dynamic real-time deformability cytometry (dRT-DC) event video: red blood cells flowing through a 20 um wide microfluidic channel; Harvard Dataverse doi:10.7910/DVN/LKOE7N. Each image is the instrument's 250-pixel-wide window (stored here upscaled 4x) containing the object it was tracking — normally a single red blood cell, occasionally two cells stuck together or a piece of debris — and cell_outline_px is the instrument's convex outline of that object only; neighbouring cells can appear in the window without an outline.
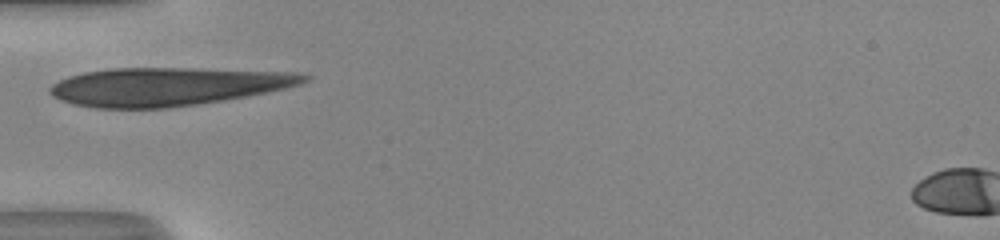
{"species": "human", "species_latin": "Homo sapiens", "temperature_condition": "room temperature", "stored_images_in_passage": 25, "camera_frame_rate_fps": 3000, "um_per_image_px": 0.085, "donor": {"sex": "male"}, "frame": {"image": 1, "passage_image": 1, "time_ms": 0.0, "image_size_px": [1000, 240], "cell_outline_px": [[312, 80], [300, 84], [268, 92], [248, 96], [196, 104], [168, 108], [96, 108], [72, 104], [60, 100], [52, 96], [48, 92], [48, 88], [52, 84], [68, 76], [84, 72], [112, 68], [196, 68], [300, 72], [312, 76]], "centroid_in_image_um": [14.25, 7.35], "position_along_channel_um": 70.7, "area_um2": 57.11}}
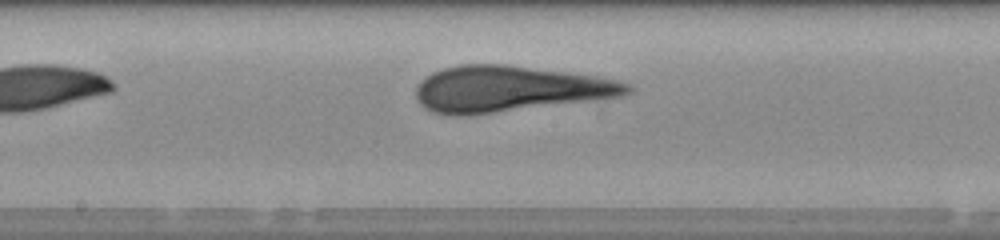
{"frame": {"image": 2, "passage_image": 11, "time_ms": 3.333, "image_size_px": [1000, 240], "cell_outline_px": [[632, 92], [624, 96], [468, 116], [448, 116], [432, 112], [424, 108], [416, 100], [416, 88], [420, 80], [432, 72], [444, 68], [460, 64], [504, 64], [596, 76], [616, 80], [632, 84]], "centroid_in_image_um": [43.25, 7.57], "position_along_channel_um": 204.9, "area_um2": 56.88}}
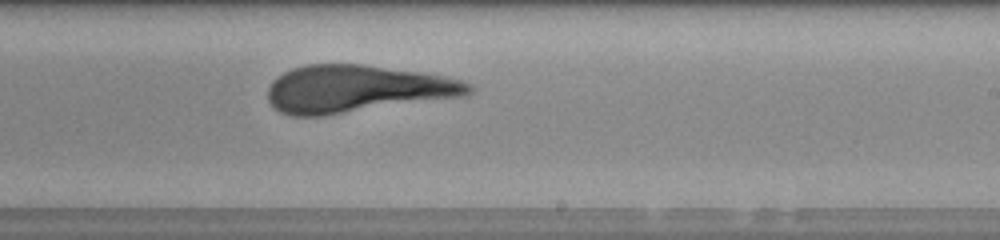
{"frame": {"image": 3, "passage_image": 15, "time_ms": 4.667, "image_size_px": [1000, 240], "cell_outline_px": [[472, 92], [464, 96], [320, 116], [292, 116], [280, 112], [272, 108], [268, 100], [268, 88], [272, 80], [276, 76], [292, 68], [304, 64], [360, 64], [444, 76], [460, 80], [472, 84]], "centroid_in_image_um": [30.25, 7.56], "position_along_channel_um": 258.8, "area_um2": 55.2}}